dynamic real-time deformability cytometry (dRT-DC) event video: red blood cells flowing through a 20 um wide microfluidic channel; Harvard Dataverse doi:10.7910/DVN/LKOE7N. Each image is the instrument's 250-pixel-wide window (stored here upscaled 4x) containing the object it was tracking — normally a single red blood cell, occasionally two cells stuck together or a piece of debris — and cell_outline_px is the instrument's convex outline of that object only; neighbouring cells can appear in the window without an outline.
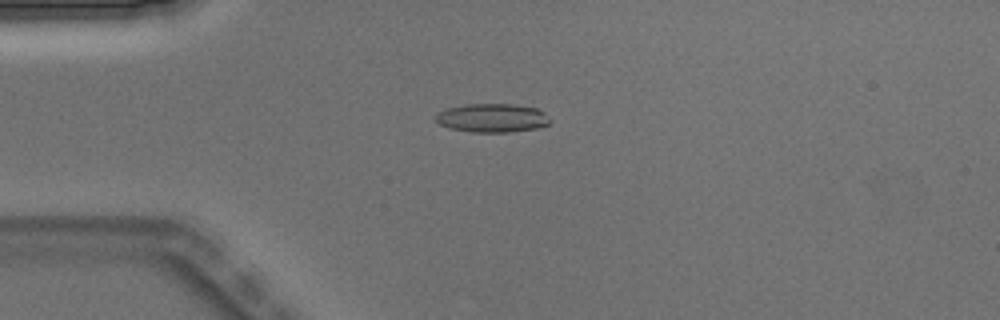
{"species": "Egyptian fruit bat (a non-hibernating species)", "species_latin": "Rousettus aegyptiacus", "temperature_condition": "warm", "stored_images_in_passage": 5, "camera_frame_rate_fps": 3000, "um_per_image_px": 0.085, "animal": {"sex": "male"}, "frame": {"image": 1, "passage_image": 4, "time_ms": 1.0, "image_size_px": [1000, 320], "cell_outline_px": [[552, 120], [548, 124], [540, 128], [508, 132], [472, 132], [448, 128], [440, 124], [432, 116], [436, 112], [448, 108], [464, 104], [512, 104], [536, 108], [544, 112]], "centroid_in_image_um": [41.82, 10.03], "position_along_channel_um": 43.2, "area_um2": 19.36}}
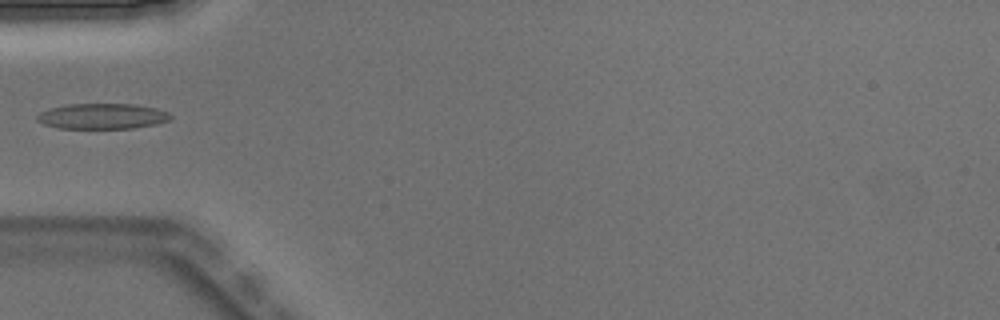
{"frame": {"image": 2, "passage_image": 5, "time_ms": 1.333, "image_size_px": [1000, 320], "cell_outline_px": [[172, 116], [168, 120], [156, 124], [132, 128], [60, 128], [44, 124], [36, 120], [36, 116], [40, 112], [48, 108], [68, 104], [132, 104], [156, 108], [168, 112]], "centroid_in_image_um": [8.67, 9.87], "position_along_channel_um": 76.3, "area_um2": 19.77}}